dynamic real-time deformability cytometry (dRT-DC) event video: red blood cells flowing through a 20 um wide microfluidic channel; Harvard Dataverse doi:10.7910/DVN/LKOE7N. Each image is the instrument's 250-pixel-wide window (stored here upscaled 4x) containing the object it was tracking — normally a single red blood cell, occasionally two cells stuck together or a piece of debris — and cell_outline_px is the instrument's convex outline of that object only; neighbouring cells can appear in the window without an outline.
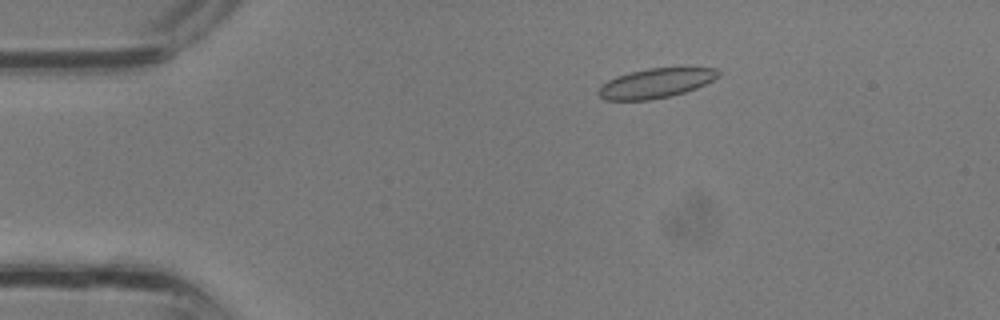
{"species": "common noctule bat (a hibernating species)", "species_latin": "Nyctalus noctula", "temperature_condition": "room temperature", "stored_images_in_passage": 33, "camera_frame_rate_fps": 3000, "um_per_image_px": 0.085, "animal": {"sex": "male", "body_mass_g": 13.3}, "frame": {"image": 1, "passage_image": 5, "time_ms": 1.333, "image_size_px": [1000, 320], "cell_outline_px": [[720, 76], [696, 88], [672, 96], [648, 100], [604, 100], [596, 92], [600, 84], [616, 76], [648, 68], [716, 68], [720, 72]], "centroid_in_image_um": [55.7, 7.08], "position_along_channel_um": 29.3, "area_um2": 20.63}}
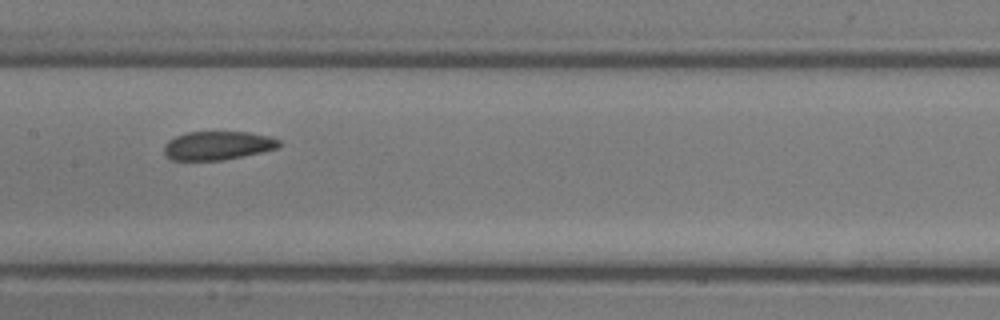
{"frame": {"image": 2, "passage_image": 16, "time_ms": 5.0, "image_size_px": [1000, 320], "cell_outline_px": [[280, 148], [224, 160], [172, 160], [164, 156], [164, 144], [168, 140], [176, 136], [188, 132], [248, 132], [272, 136], [280, 140]], "centroid_in_image_um": [18.51, 12.37], "position_along_channel_um": 188.9, "area_um2": 19.42}}
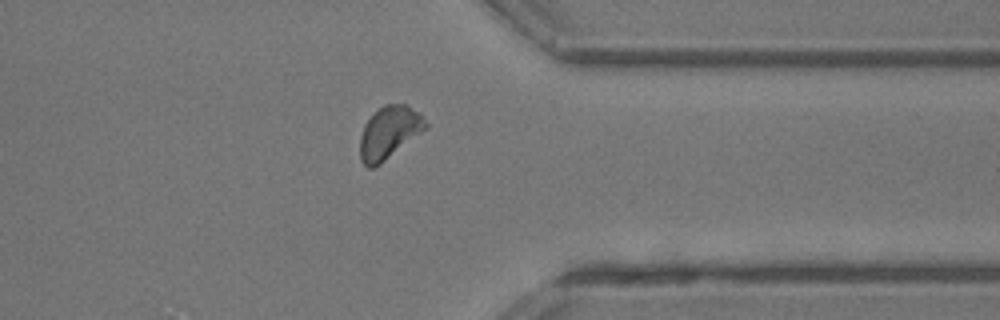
{"frame": {"image": 3, "passage_image": 26, "time_ms": 8.333, "image_size_px": [1000, 320], "cell_outline_px": [[428, 128], [376, 168], [368, 168], [360, 160], [360, 136], [364, 124], [384, 104], [408, 104], [420, 112], [428, 124]], "centroid_in_image_um": [33.1, 11.28], "position_along_channel_um": 378.3, "area_um2": 20.35}}